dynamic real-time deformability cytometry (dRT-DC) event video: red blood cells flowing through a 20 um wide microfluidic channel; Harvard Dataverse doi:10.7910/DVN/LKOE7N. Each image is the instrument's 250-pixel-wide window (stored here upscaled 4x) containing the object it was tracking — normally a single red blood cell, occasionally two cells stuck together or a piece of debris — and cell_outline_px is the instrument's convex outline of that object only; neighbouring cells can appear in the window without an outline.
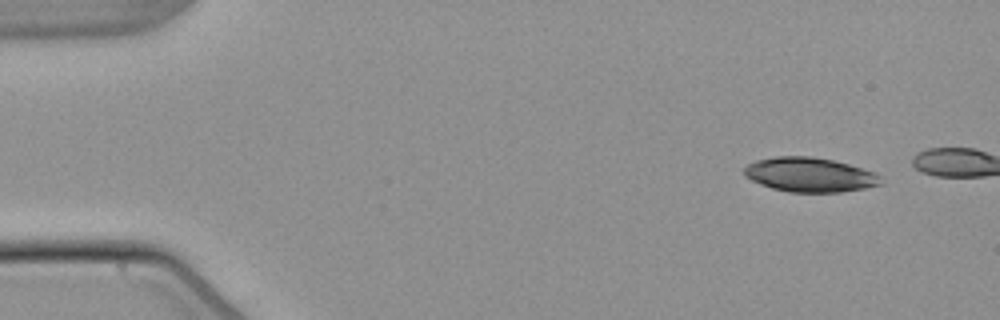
{"species": "common noctule bat (a hibernating species)", "species_latin": "Nyctalus noctula", "temperature_condition": "warm", "stored_images_in_passage": 11, "camera_frame_rate_fps": 3000, "um_per_image_px": 0.085, "animal": {"sex": "male", "body_mass_g": 21.5, "forearm_length_mm": 52.0}, "frame": {"image": 1, "passage_image": 4, "time_ms": 1.0, "image_size_px": [1000, 320], "cell_outline_px": [[884, 184], [864, 188], [840, 192], [788, 192], [772, 188], [760, 184], [744, 176], [744, 168], [748, 164], [756, 160], [772, 156], [812, 156], [832, 160], [848, 164], [876, 172], [880, 176]], "centroid_in_image_um": [68.83, 14.85], "position_along_channel_um": 16.2, "area_um2": 27.57}}